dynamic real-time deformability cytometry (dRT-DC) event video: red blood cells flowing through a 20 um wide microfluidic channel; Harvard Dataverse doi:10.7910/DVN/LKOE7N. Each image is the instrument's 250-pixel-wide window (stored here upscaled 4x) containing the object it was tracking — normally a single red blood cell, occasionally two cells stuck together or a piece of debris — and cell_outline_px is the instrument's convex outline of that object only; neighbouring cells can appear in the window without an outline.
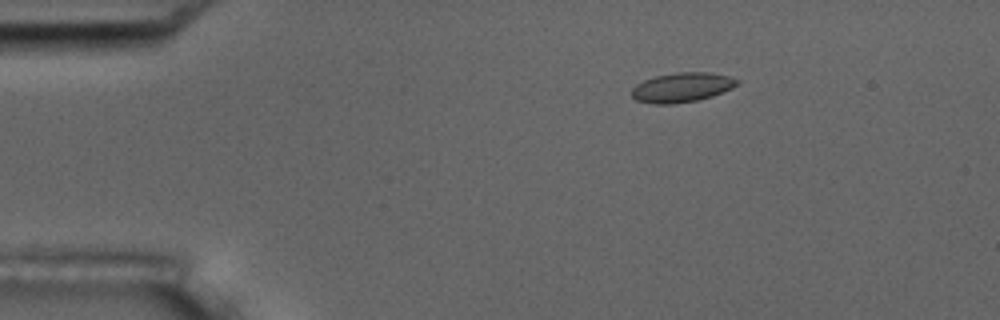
{"species": "common noctule bat (a hibernating species)", "species_latin": "Nyctalus noctula", "temperature_condition": "room temperature", "stored_images_in_passage": 3, "camera_frame_rate_fps": 3000, "um_per_image_px": 0.085, "animal": {"sex": "male", "body_mass_g": 17.5, "forearm_length_mm": 52.3}, "frame": {"image": 1, "passage_image": 1, "time_ms": 0.0, "image_size_px": [1000, 320], "cell_outline_px": [[740, 80], [732, 88], [712, 96], [696, 100], [672, 104], [652, 104], [636, 100], [632, 96], [632, 88], [636, 84], [644, 80], [656, 76], [676, 72], [708, 72], [728, 76]], "centroid_in_image_um": [57.94, 7.43], "position_along_channel_um": 27.1, "area_um2": 18.03}}